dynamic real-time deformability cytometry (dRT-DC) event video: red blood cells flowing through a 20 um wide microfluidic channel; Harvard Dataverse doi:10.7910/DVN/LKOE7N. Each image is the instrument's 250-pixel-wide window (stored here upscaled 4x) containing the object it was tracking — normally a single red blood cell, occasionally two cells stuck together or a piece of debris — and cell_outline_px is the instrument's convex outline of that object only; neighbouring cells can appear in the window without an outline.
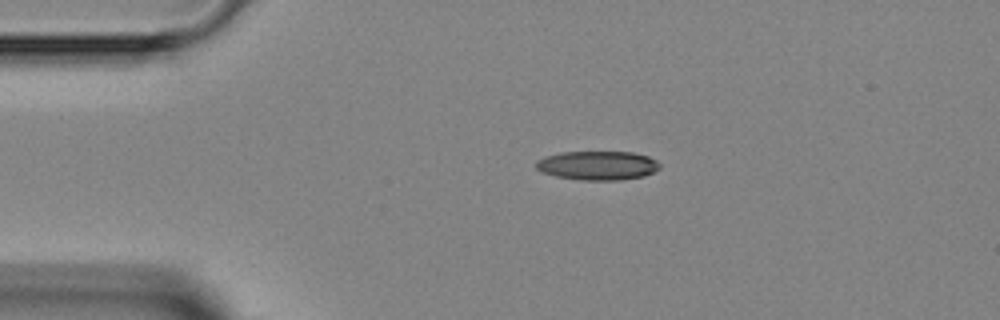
{"species": "Egyptian fruit bat (a non-hibernating species)", "species_latin": "Rousettus aegyptiacus", "temperature_condition": "room temperature", "stored_images_in_passage": 1, "camera_frame_rate_fps": 3000, "um_per_image_px": 0.085, "animal": {"sex": "female"}, "frame": {"image": 1, "passage_image": 1, "time_ms": 0.0, "image_size_px": [1000, 320], "cell_outline_px": [[660, 168], [644, 176], [620, 180], [580, 180], [556, 176], [540, 172], [536, 168], [536, 160], [544, 156], [560, 152], [632, 152], [648, 156], [656, 160], [660, 164]], "centroid_in_image_um": [50.77, 14.06], "position_along_channel_um": 34.2, "area_um2": 21.04}}